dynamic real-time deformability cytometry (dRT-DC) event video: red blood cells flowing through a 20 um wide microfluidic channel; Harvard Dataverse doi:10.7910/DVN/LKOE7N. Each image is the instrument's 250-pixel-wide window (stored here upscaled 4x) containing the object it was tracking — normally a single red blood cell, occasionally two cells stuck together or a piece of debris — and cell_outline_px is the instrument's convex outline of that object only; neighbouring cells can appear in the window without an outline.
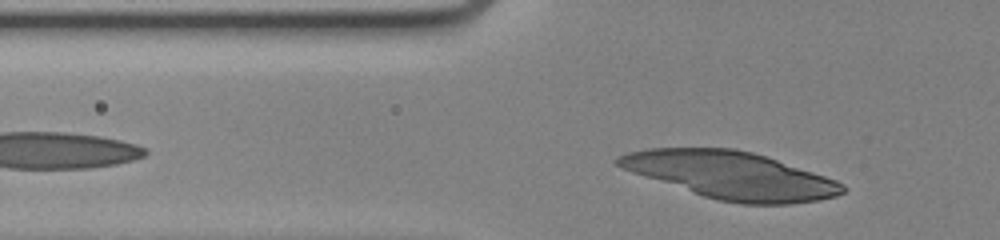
{"species": "human", "species_latin": "Homo sapiens", "temperature_condition": "cold", "stored_images_in_passage": 37, "camera_frame_rate_fps": 3000, "um_per_image_px": 0.085, "donor": {"sex": "female"}, "frame": {"image": 1, "passage_image": 3, "time_ms": 0.667, "image_size_px": [1000, 240], "cell_outline_px": [[844, 192], [836, 196], [820, 200], [792, 204], [740, 204], [716, 200], [632, 172], [616, 164], [616, 156], [628, 152], [648, 148], [732, 148], [752, 152], [836, 180], [844, 184]], "centroid_in_image_um": [62.13, 14.9], "position_along_channel_um": 63.7, "area_um2": 61.15}}